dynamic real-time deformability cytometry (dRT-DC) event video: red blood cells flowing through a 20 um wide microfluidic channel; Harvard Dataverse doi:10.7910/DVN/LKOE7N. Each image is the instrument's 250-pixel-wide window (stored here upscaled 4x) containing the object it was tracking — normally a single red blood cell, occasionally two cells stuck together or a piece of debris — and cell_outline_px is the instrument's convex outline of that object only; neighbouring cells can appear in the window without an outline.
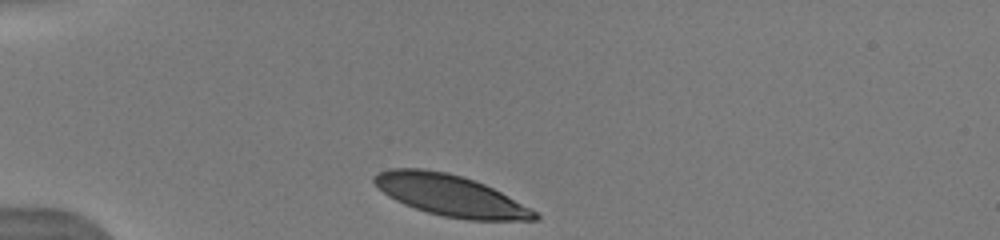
{"species": "human", "species_latin": "Homo sapiens", "temperature_condition": "warm", "stored_images_in_passage": 17, "camera_frame_rate_fps": 3000, "um_per_image_px": 0.085, "donor": {"sex": "male"}, "frame": {"image": 1, "passage_image": 1, "time_ms": 0.0, "image_size_px": [1000, 240], "cell_outline_px": [[540, 216], [536, 220], [468, 220], [444, 216], [428, 212], [404, 204], [388, 196], [372, 180], [372, 176], [380, 172], [392, 168], [424, 168], [448, 172], [484, 184], [500, 192], [536, 212]], "centroid_in_image_um": [38.25, 16.6], "position_along_channel_um": 46.7, "area_um2": 37.97}}
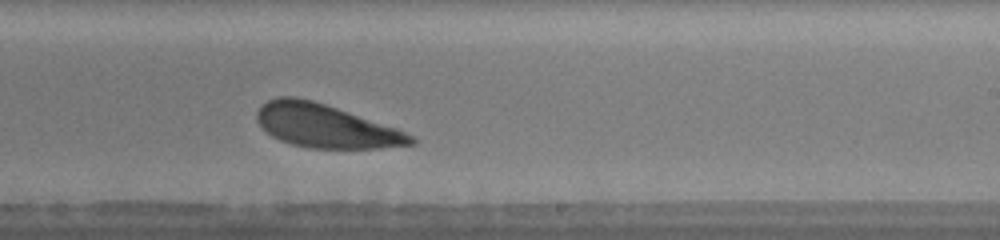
{"frame": {"image": 2, "passage_image": 17, "time_ms": 6.333, "image_size_px": [1000, 240], "cell_outline_px": [[416, 144], [380, 148], [308, 148], [292, 144], [280, 140], [272, 136], [256, 120], [256, 112], [260, 104], [276, 96], [296, 96], [312, 100], [396, 128], [412, 136], [416, 140]], "centroid_in_image_um": [27.63, 10.7], "position_along_channel_um": 261.4, "area_um2": 38.61}}